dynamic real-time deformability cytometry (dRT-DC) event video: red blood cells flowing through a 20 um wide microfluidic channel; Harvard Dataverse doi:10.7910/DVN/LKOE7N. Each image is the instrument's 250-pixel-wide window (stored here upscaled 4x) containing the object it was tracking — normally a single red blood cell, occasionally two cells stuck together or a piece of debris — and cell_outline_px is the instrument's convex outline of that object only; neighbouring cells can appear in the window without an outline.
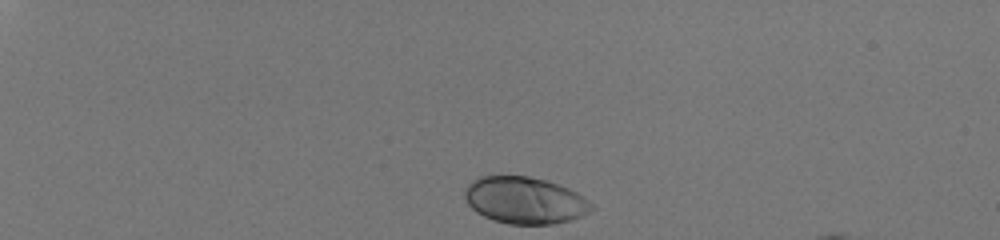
{"species": "human", "species_latin": "Homo sapiens", "temperature_condition": "room temperature", "stored_images_in_passage": 35, "camera_frame_rate_fps": 3000, "um_per_image_px": 0.085, "donor": {"sex": "male"}, "frame": {"image": 1, "passage_image": 1, "time_ms": 0.0, "image_size_px": [1000, 240], "cell_outline_px": [[596, 208], [580, 216], [568, 220], [552, 224], [508, 224], [492, 220], [476, 212], [468, 204], [464, 196], [464, 192], [468, 184], [472, 180], [480, 176], [528, 176], [544, 180], [568, 188], [584, 196]], "centroid_in_image_um": [44.59, 17.03], "position_along_channel_um": 40.4, "area_um2": 34.51}}
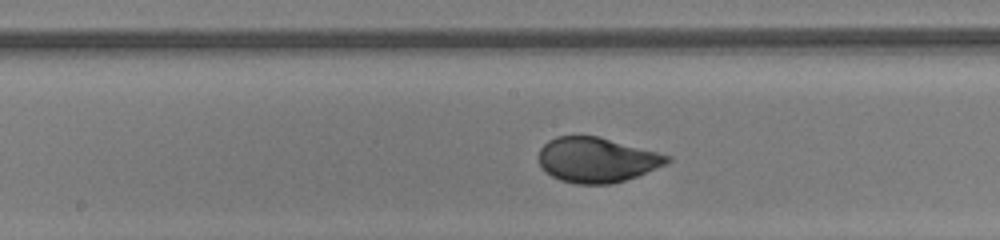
{"frame": {"image": 2, "passage_image": 20, "time_ms": 6.333, "image_size_px": [1000, 240], "cell_outline_px": [[672, 160], [656, 168], [636, 176], [612, 184], [576, 184], [560, 180], [544, 172], [540, 168], [540, 148], [548, 140], [556, 136], [600, 136], [672, 156]], "centroid_in_image_um": [50.71, 13.58], "position_along_channel_um": 197.5, "area_um2": 33.7}}
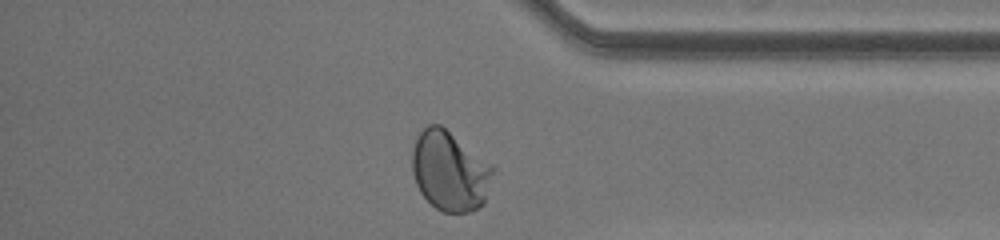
{"frame": {"image": 3, "passage_image": 35, "time_ms": 11.333, "image_size_px": [1000, 240], "cell_outline_px": [[496, 168], [484, 204], [468, 212], [444, 212], [436, 208], [420, 192], [416, 184], [412, 172], [412, 148], [416, 136], [428, 124], [440, 124]], "centroid_in_image_um": [38.23, 14.53], "position_along_channel_um": 397.0, "area_um2": 37.57}, "authors_computed_cell_mechanics": {"area_um2": 33.9286, "velocity_mm_per_s": 4.0598, "shape_relaxation_time_tau1_ms": 3.1104, "shape_relaxation_time_tau2_ms": null, "deformation_change_tau1": 0.1579, "deformation_change_tau2": null}}